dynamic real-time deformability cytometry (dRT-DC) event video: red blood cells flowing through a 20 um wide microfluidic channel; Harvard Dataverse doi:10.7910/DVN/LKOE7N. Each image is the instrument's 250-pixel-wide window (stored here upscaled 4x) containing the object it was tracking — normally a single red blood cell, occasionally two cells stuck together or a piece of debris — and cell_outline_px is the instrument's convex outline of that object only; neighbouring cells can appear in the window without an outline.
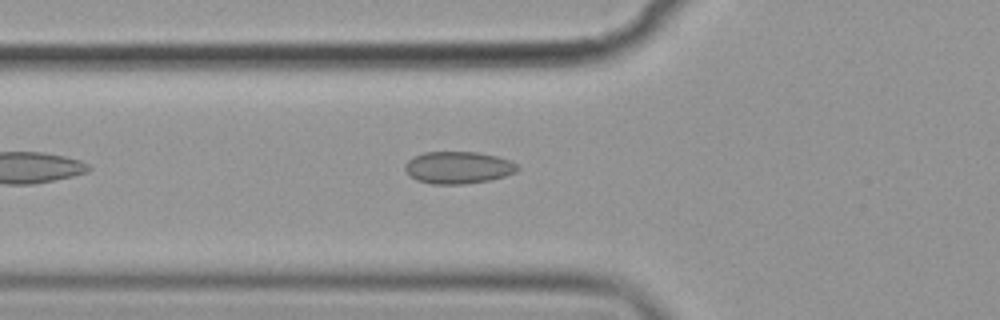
{"species": "common noctule bat (a hibernating species)", "species_latin": "Nyctalus noctula", "temperature_condition": "cold", "stored_images_in_passage": 37, "camera_frame_rate_fps": 3000, "um_per_image_px": 0.085, "animal": {"sex": "female", "body_mass_g": 19.9}, "frame": {"image": 1, "passage_image": 3, "time_ms": 0.667, "image_size_px": [1000, 320], "cell_outline_px": [[520, 168], [516, 172], [504, 176], [488, 180], [464, 184], [432, 184], [416, 180], [404, 168], [404, 164], [408, 160], [424, 152], [476, 152], [496, 156], [512, 160]], "centroid_in_image_um": [38.96, 14.24], "position_along_channel_um": 86.8, "area_um2": 20.98}}
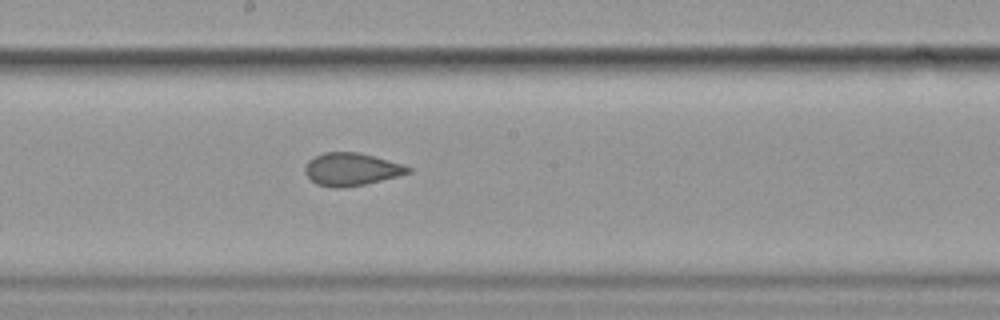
{"frame": {"image": 2, "passage_image": 14, "time_ms": 4.333, "image_size_px": [1000, 320], "cell_outline_px": [[412, 172], [364, 184], [340, 188], [336, 188], [316, 184], [304, 172], [304, 168], [308, 160], [324, 152], [356, 152], [404, 164], [412, 168]], "centroid_in_image_um": [29.85, 14.38], "position_along_channel_um": 218.3, "area_um2": 19.42}}
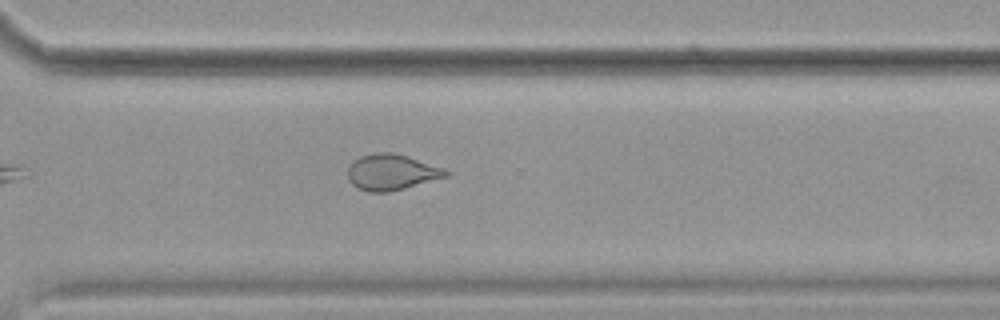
{"frame": {"image": 3, "passage_image": 24, "time_ms": 7.667, "image_size_px": [1000, 320], "cell_outline_px": [[452, 172], [448, 176], [404, 188], [388, 192], [368, 192], [356, 188], [348, 180], [348, 168], [352, 160], [360, 156], [376, 152], [392, 152], [408, 156], [444, 168]], "centroid_in_image_um": [33.26, 14.63], "position_along_channel_um": 337.3, "area_um2": 20.69}, "authors_computed_cell_mechanics": {"area_um2": 20.519, "velocity_mm_per_s": 3.5768, "shape_relaxation_time_tau1_ms": null, "shape_relaxation_time_tau2_ms": 1.1808, "deformation_change_tau1": null, "deformation_change_tau2": 0.0816}}